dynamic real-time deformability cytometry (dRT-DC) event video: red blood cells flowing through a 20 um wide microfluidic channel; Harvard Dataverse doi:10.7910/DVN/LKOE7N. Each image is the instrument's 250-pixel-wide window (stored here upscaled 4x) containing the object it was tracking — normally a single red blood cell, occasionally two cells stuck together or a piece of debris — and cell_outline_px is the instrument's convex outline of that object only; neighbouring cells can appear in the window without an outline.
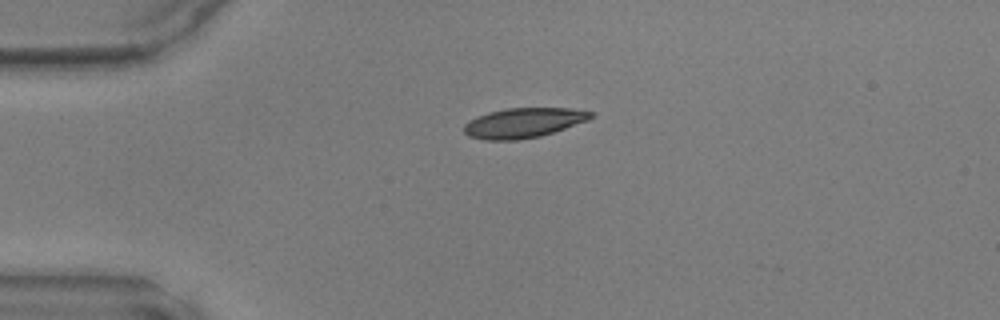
{"species": "common noctule bat (a hibernating species)", "species_latin": "Nyctalus noctula", "temperature_condition": "warm", "stored_images_in_passage": 2, "camera_frame_rate_fps": 3000, "um_per_image_px": 0.085, "animal": {"sex": "male", "body_mass_g": 17.9, "forearm_length_mm": 54.2}, "frame": {"image": 1, "passage_image": 1, "time_ms": 0.0, "image_size_px": [1000, 320], "cell_outline_px": [[596, 112], [588, 120], [540, 136], [516, 140], [484, 140], [468, 136], [464, 132], [464, 124], [468, 120], [488, 112], [508, 108], [568, 108]], "centroid_in_image_um": [44.46, 10.44], "position_along_channel_um": 40.5, "area_um2": 21.96}}